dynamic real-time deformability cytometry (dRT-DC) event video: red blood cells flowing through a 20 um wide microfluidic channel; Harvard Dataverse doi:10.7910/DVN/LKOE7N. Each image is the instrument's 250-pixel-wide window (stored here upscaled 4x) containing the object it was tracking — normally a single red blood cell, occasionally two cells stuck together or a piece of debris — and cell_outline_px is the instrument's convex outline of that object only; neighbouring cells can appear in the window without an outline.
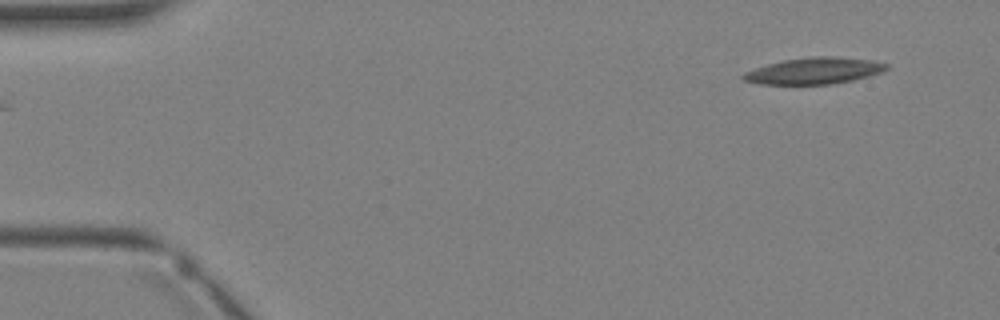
{"species": "Egyptian fruit bat (a non-hibernating species)", "species_latin": "Rousettus aegyptiacus", "temperature_condition": "warm", "stored_images_in_passage": 3, "camera_frame_rate_fps": 3000, "um_per_image_px": 0.085, "animal": {"sex": "female"}, "frame": {"image": 1, "passage_image": 1, "time_ms": 0.0, "image_size_px": [1000, 320], "cell_outline_px": [[888, 68], [884, 72], [852, 80], [832, 84], [760, 84], [744, 80], [740, 76], [744, 72], [768, 64], [784, 60], [812, 56], [836, 56], [872, 60], [888, 64]], "centroid_in_image_um": [69.23, 6.01], "position_along_channel_um": 15.8, "area_um2": 22.08}}
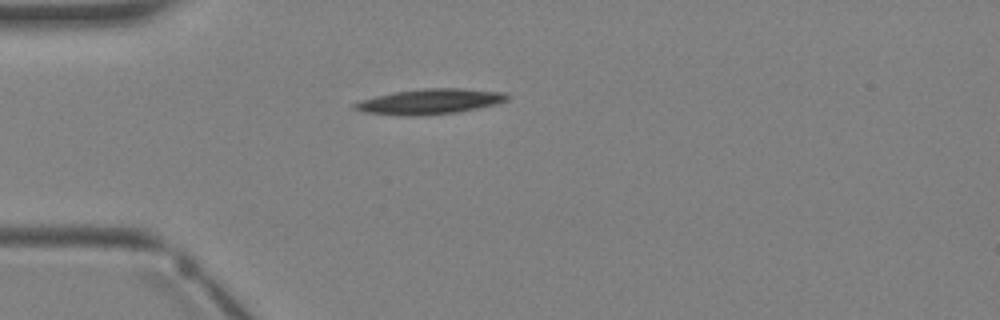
{"frame": {"image": 2, "passage_image": 3, "time_ms": 2.333, "image_size_px": [1000, 320], "cell_outline_px": [[508, 100], [496, 104], [456, 112], [416, 116], [400, 116], [360, 112], [352, 108], [352, 104], [360, 100], [376, 96], [396, 92], [424, 88], [460, 88], [504, 92], [508, 96]], "centroid_in_image_um": [36.47, 8.64], "position_along_channel_um": 48.5, "area_um2": 22.48}}